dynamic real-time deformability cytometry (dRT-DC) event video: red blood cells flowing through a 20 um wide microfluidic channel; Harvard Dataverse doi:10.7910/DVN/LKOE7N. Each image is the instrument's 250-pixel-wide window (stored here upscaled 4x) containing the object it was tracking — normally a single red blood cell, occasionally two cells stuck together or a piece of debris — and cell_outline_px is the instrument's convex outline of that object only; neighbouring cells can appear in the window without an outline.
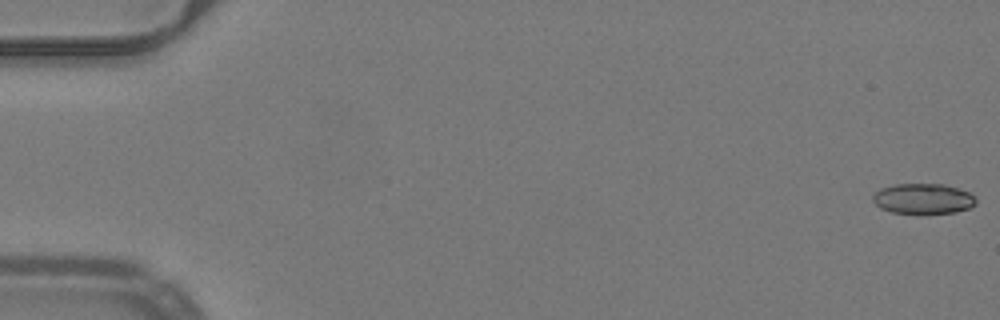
{"species": "common noctule bat (a hibernating species)", "species_latin": "Nyctalus noctula", "temperature_condition": "warm", "stored_images_in_passage": 52, "camera_frame_rate_fps": 3000, "um_per_image_px": 0.085, "animal": {"sex": "male", "body_mass_g": 19.2, "forearm_length_mm": 51.8}, "frame": {"image": 1, "passage_image": 1, "time_ms": 0.0, "image_size_px": [1000, 320], "cell_outline_px": [[976, 204], [968, 208], [956, 212], [892, 212], [880, 208], [872, 200], [872, 196], [880, 188], [896, 184], [944, 184], [968, 192], [976, 200]], "centroid_in_image_um": [78.44, 16.87], "position_along_channel_um": 6.6, "area_um2": 17.8}}
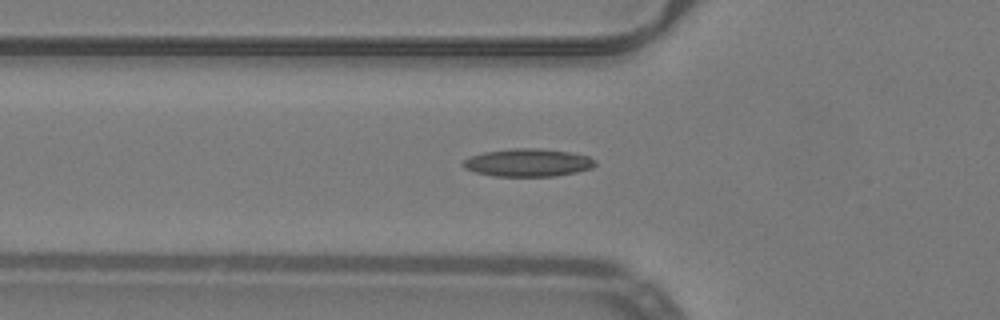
{"frame": {"image": 2, "passage_image": 19, "time_ms": 6.0, "image_size_px": [1000, 320], "cell_outline_px": [[596, 164], [592, 168], [576, 172], [556, 176], [496, 176], [476, 172], [464, 168], [460, 164], [468, 156], [484, 152], [512, 148], [540, 148], [568, 152], [588, 156], [596, 160]], "centroid_in_image_um": [44.86, 13.82], "position_along_channel_um": 80.9, "area_um2": 21.5}}
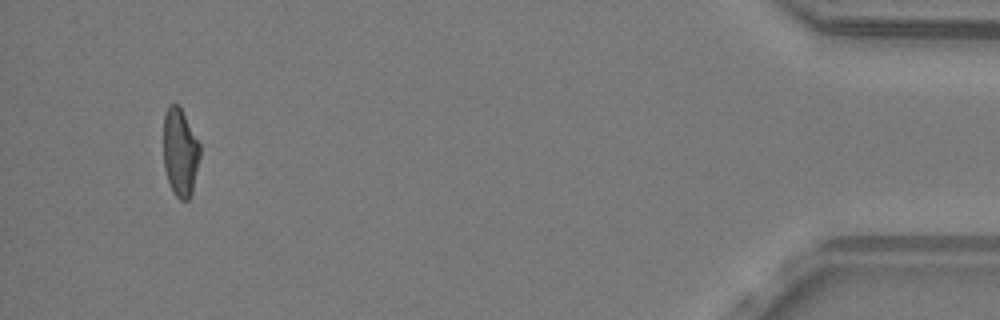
{"frame": {"image": 3, "passage_image": 50, "time_ms": 16.333, "image_size_px": [1000, 320], "cell_outline_px": [[200, 156], [192, 192], [188, 200], [180, 200], [172, 192], [164, 168], [164, 116], [168, 104], [180, 104], [200, 144]], "centroid_in_image_um": [15.31, 12.92], "position_along_channel_um": 419.9, "area_um2": 18.9}, "authors_computed_cell_mechanics": {"area_um2": 19.7676, "velocity_mm_per_s": 4.0012, "shape_relaxation_time_tau1_ms": 7.3264, "shape_relaxation_time_tau2_ms": 4.1643, "deformation_change_tau1": 0.133, "deformation_change_tau2": 0.1643}}